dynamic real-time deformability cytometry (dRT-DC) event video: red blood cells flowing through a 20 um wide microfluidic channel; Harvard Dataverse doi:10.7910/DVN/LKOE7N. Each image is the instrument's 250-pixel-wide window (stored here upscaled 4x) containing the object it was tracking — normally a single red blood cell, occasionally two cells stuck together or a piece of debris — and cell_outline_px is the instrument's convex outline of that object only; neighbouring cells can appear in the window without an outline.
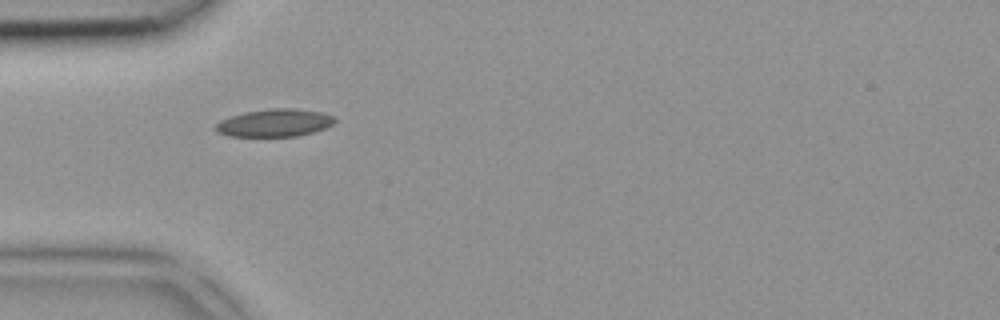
{"species": "common noctule bat (a hibernating species)", "species_latin": "Nyctalus noctula", "temperature_condition": "room temperature", "stored_images_in_passage": 3, "camera_frame_rate_fps": 3000, "um_per_image_px": 0.085, "animal": {"sex": "female", "body_mass_g": 18.4}, "frame": {"image": 1, "passage_image": 1, "time_ms": 0.0, "image_size_px": [1000, 320], "cell_outline_px": [[336, 120], [332, 124], [324, 128], [312, 132], [296, 136], [228, 136], [216, 132], [212, 128], [220, 120], [244, 112], [276, 108], [296, 108], [324, 112], [332, 116]], "centroid_in_image_um": [23.31, 10.44], "position_along_channel_um": 61.7, "area_um2": 19.19}}